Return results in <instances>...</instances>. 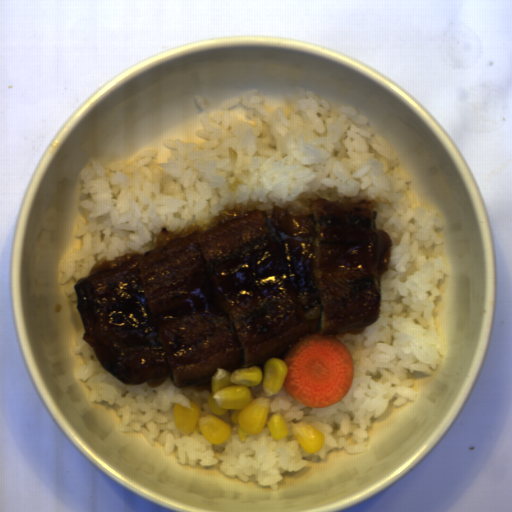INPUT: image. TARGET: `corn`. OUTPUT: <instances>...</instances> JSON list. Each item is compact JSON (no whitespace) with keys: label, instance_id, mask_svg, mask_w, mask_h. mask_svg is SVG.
Returning <instances> with one entry per match:
<instances>
[{"label":"corn","instance_id":"f1292c28","mask_svg":"<svg viewBox=\"0 0 512 512\" xmlns=\"http://www.w3.org/2000/svg\"><path fill=\"white\" fill-rule=\"evenodd\" d=\"M298 444L306 453H316L324 447V433L306 421L290 423Z\"/></svg>","mask_w":512,"mask_h":512},{"label":"corn","instance_id":"51d56268","mask_svg":"<svg viewBox=\"0 0 512 512\" xmlns=\"http://www.w3.org/2000/svg\"><path fill=\"white\" fill-rule=\"evenodd\" d=\"M287 355L240 367L231 374L216 369L207 399L208 414L203 415L200 406L191 400L189 408L173 402V428L189 436L198 428L215 446L231 439L233 423L238 426L241 441L259 436L265 426L274 440L287 438L290 431L282 411L268 416L272 398L285 388Z\"/></svg>","mask_w":512,"mask_h":512}]
</instances>
